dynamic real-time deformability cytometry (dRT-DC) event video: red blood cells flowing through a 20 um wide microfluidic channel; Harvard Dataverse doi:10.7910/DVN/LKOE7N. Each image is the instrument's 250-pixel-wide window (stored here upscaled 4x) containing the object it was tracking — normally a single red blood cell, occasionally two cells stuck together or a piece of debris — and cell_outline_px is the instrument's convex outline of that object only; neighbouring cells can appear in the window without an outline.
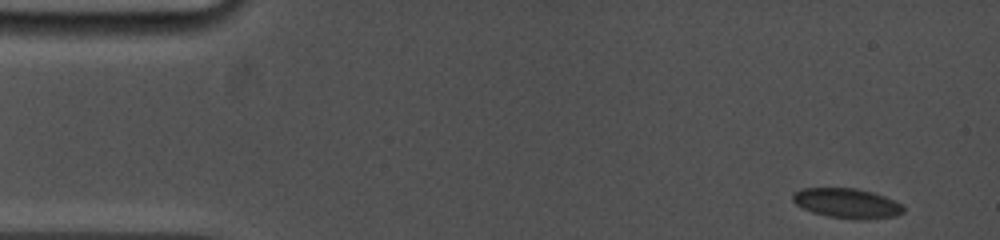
{"species": "common noctule bat (a hibernating species)", "species_latin": "Nyctalus noctula", "temperature_condition": "cold", "stored_images_in_passage": 51, "camera_frame_rate_fps": 5000, "um_per_image_px": 0.085, "animal": {"sex": "female", "body_mass_g": 19.0, "forearm_length_mm": 53.3}, "frame": {"image": 1, "passage_image": 1, "time_ms": 0.0, "image_size_px": [1000, 240], "cell_outline_px": [[904, 212], [896, 216], [864, 220], [856, 220], [828, 216], [812, 212], [796, 204], [792, 200], [792, 192], [800, 188], [856, 188], [872, 192], [884, 196], [900, 204], [904, 208]], "centroid_in_image_um": [71.97, 17.28], "position_along_channel_um": 13.0, "area_um2": 19.31}}
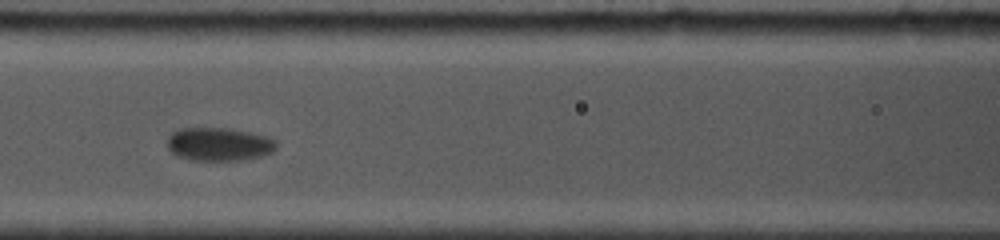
{"frame": {"image": 2, "passage_image": 22, "time_ms": 6.6, "image_size_px": [1000, 240], "cell_outline_px": [[276, 148], [272, 152], [260, 156], [240, 160], [192, 160], [176, 156], [168, 148], [168, 136], [176, 128], [232, 128], [264, 136], [276, 140]], "centroid_in_image_um": [18.57, 12.25], "position_along_channel_um": 148.0, "area_um2": 21.15}}
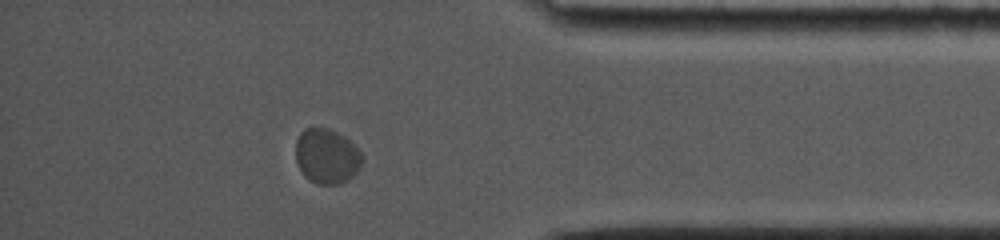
{"frame": {"image": 3, "passage_image": 44, "time_ms": 14.0, "image_size_px": [1000, 240], "cell_outline_px": [[364, 160], [360, 168], [348, 180], [340, 184], [316, 184], [308, 180], [304, 176], [296, 160], [296, 140], [300, 132], [304, 128], [328, 128], [344, 136], [360, 152]], "centroid_in_image_um": [27.77, 13.29], "position_along_channel_um": 407.4, "area_um2": 21.33}, "authors_computed_cell_mechanics": {"area_um2": 20.7502, "velocity_mm_per_s": 3.657, "shape_relaxation_time_tau1_ms": 2.653, "shape_relaxation_time_tau2_ms": null, "deformation_change_tau1": 0.0799, "deformation_change_tau2": null}}